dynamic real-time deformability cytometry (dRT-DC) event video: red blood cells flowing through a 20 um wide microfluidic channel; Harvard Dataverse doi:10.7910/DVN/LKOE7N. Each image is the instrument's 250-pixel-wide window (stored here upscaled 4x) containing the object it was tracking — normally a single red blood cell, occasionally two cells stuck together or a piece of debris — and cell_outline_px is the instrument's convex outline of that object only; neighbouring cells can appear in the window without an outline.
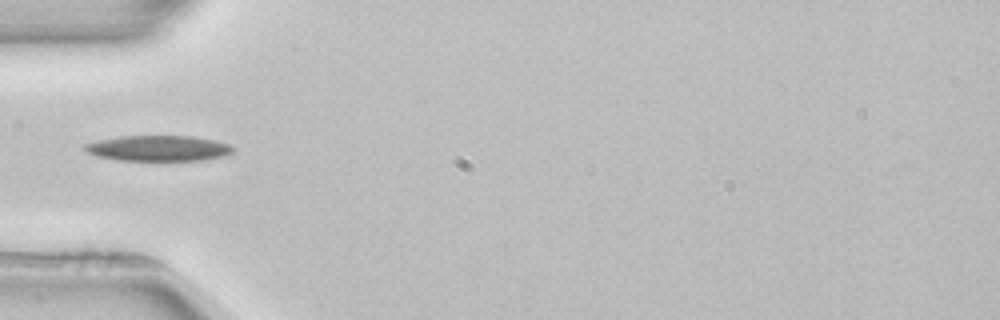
{"species": "common noctule bat (a hibernating species)", "species_latin": "Nyctalus noctula", "temperature_condition": "room temperature", "stored_images_in_passage": 36, "camera_frame_rate_fps": 3000, "um_per_image_px": 0.085, "animal": {"sex": "female", "body_mass_g": 22.7, "forearm_length_mm": 54.2}, "frame": {"image": 1, "passage_image": 1, "time_ms": 0.0, "image_size_px": [1000, 320], "cell_outline_px": [[236, 148], [232, 152], [224, 156], [200, 160], [116, 160], [96, 156], [88, 152], [84, 148], [84, 144], [100, 140], [120, 136], [192, 136], [216, 140], [228, 144]], "centroid_in_image_um": [13.48, 12.6], "position_along_channel_um": 71.5, "area_um2": 22.02}, "authors_computed_cell_mechanics": {"area_um2": 20.7502, "velocity_mm_per_s": 3.937, "shape_relaxation_time_tau1_ms": 3.6702, "shape_relaxation_time_tau2_ms": null, "deformation_change_tau1": 0.1535, "deformation_change_tau2": null}}